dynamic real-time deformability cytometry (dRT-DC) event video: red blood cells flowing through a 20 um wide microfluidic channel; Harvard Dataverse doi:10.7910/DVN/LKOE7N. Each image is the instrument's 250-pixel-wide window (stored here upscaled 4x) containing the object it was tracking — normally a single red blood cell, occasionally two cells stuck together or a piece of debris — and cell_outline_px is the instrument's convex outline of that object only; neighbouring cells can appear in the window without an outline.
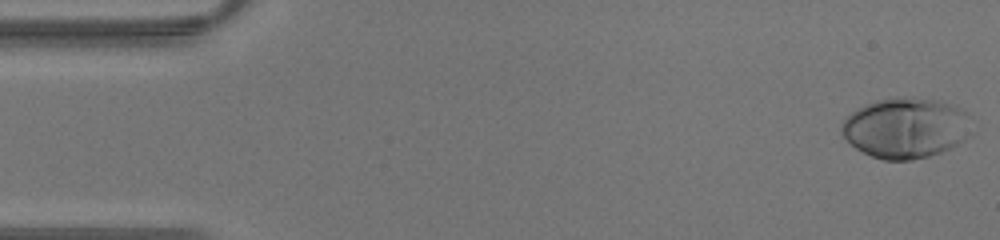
{"species": "human", "species_latin": "Homo sapiens", "temperature_condition": "warm", "stored_images_in_passage": 43, "camera_frame_rate_fps": 3000, "um_per_image_px": 0.085, "donor": {"sex": "male"}, "frame": {"image": 1, "passage_image": 1, "time_ms": 0.0, "image_size_px": [1000, 240], "cell_outline_px": [[972, 136], [952, 148], [928, 156], [912, 160], [884, 160], [872, 156], [856, 148], [840, 132], [840, 128], [844, 120], [856, 108], [864, 104], [876, 100], [896, 96], [912, 96], [940, 100], [956, 104], [968, 112], [972, 132]], "centroid_in_image_um": [77.06, 10.84], "position_along_channel_um": 7.9, "area_um2": 46.76}}
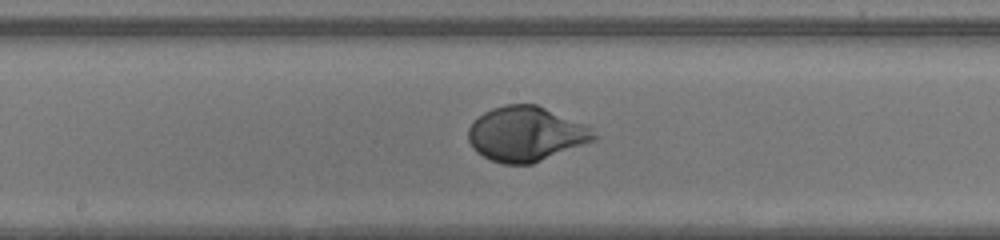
{"frame": {"image": 2, "passage_image": 22, "time_ms": 7.0, "image_size_px": [1000, 240], "cell_outline_px": [[600, 136], [596, 140], [532, 164], [504, 164], [492, 160], [476, 152], [472, 148], [468, 140], [468, 128], [472, 120], [484, 112], [492, 108], [504, 104], [536, 104], [584, 124], [592, 128]], "centroid_in_image_um": [44.7, 11.38], "position_along_channel_um": 203.5, "area_um2": 40.34}}
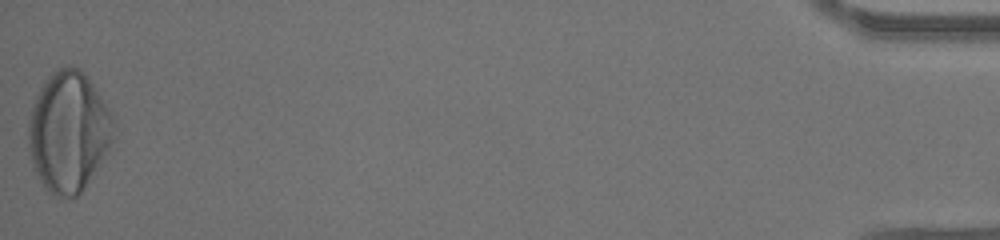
{"frame": {"image": 3, "passage_image": 43, "time_ms": 14.0, "image_size_px": [1000, 240], "cell_outline_px": [[116, 120], [112, 140], [108, 148], [80, 192], [76, 196], [56, 196], [40, 180], [36, 172], [32, 160], [28, 144], [28, 120], [36, 96], [44, 80], [52, 72], [68, 64], [80, 68], [84, 72], [112, 112]], "centroid_in_image_um": [5.83, 11.11], "position_along_channel_um": 429.4, "area_um2": 58.96}}